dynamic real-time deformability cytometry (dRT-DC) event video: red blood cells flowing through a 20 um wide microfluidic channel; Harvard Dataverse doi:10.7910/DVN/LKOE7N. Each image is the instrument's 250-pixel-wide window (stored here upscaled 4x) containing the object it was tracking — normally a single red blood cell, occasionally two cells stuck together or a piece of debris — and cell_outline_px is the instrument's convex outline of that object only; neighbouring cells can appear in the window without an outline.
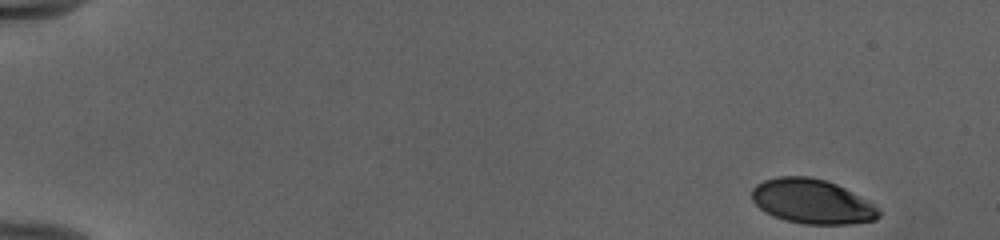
{"species": "human", "species_latin": "Homo sapiens", "temperature_condition": "cold", "stored_images_in_passage": 50, "camera_frame_rate_fps": 3000, "um_per_image_px": 0.085, "donor": {"sex": "female"}, "frame": {"image": 1, "passage_image": 1, "time_ms": 0.0, "image_size_px": [1000, 240], "cell_outline_px": [[880, 216], [876, 220], [848, 224], [804, 224], [784, 220], [760, 208], [752, 200], [752, 188], [756, 184], [764, 180], [780, 176], [808, 176], [824, 180], [836, 184], [844, 188], [880, 208]], "centroid_in_image_um": [69.03, 17.12], "position_along_channel_um": 16.0, "area_um2": 32.71}}
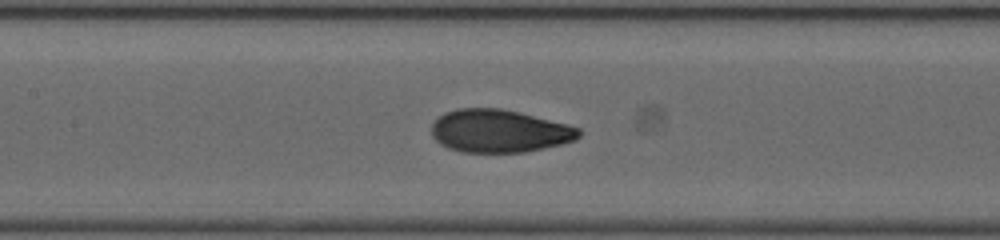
{"frame": {"image": 2, "passage_image": 24, "time_ms": 7.667, "image_size_px": [1000, 240], "cell_outline_px": [[580, 136], [576, 140], [560, 144], [524, 152], [464, 152], [448, 148], [440, 144], [432, 136], [432, 124], [444, 112], [456, 108], [500, 108], [520, 112], [568, 124], [580, 128]], "centroid_in_image_um": [42.43, 11.13], "position_along_channel_um": 165.0, "area_um2": 36.82}}
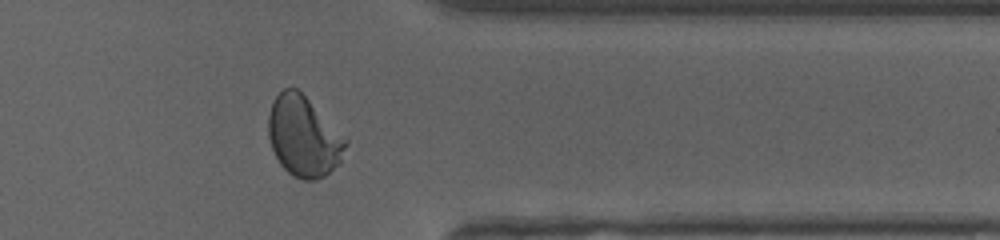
{"frame": {"image": 3, "passage_image": 41, "time_ms": 13.333, "image_size_px": [1000, 240], "cell_outline_px": [[348, 144], [340, 164], [324, 176], [316, 180], [304, 180], [292, 176], [280, 164], [272, 148], [268, 136], [268, 116], [272, 100], [284, 88], [296, 88], [348, 140]], "centroid_in_image_um": [25.8, 11.63], "position_along_channel_um": 385.6, "area_um2": 36.01}, "authors_computed_cell_mechanics": {"area_um2": 36.1828, "velocity_mm_per_s": 3.981, "shape_relaxation_time_tau1_ms": 4.0491, "shape_relaxation_time_tau2_ms": null, "deformation_change_tau1": 0.1804, "deformation_change_tau2": null}}